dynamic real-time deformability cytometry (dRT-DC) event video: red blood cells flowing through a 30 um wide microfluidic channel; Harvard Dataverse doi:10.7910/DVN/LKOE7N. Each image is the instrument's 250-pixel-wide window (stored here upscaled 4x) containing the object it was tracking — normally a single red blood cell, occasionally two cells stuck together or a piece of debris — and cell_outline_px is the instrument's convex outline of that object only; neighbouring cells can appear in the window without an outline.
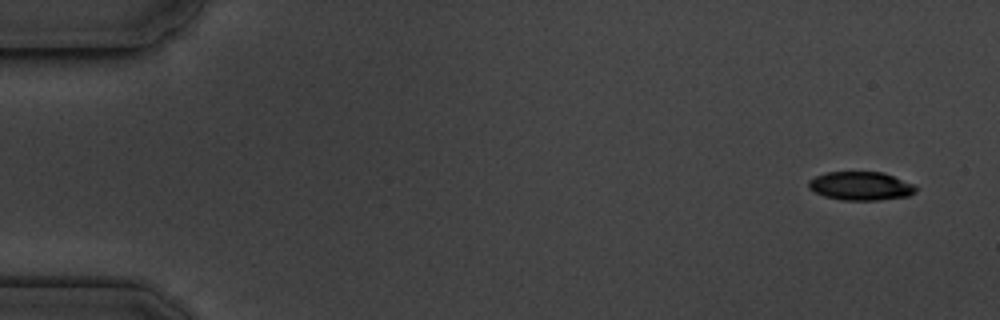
{"species": "common noctule bat (a hibernating species)", "species_latin": "Nyctalus noctula", "temperature_condition": "cold", "stored_images_in_passage": 5, "camera_frame_rate_fps": 3000, "um_per_image_px": 0.085, "animal": {"sex": "male", "body_mass_g": 19.5, "forearm_length_mm": 54.6}, "frame": {"image": 1, "passage_image": 1, "time_ms": 0.0, "image_size_px": [1000, 320], "cell_outline_px": [[916, 192], [908, 196], [876, 200], [840, 200], [824, 196], [808, 188], [808, 180], [816, 176], [828, 172], [884, 172], [916, 184]], "centroid_in_image_um": [73.19, 15.8], "position_along_channel_um": 11.8, "area_um2": 17.98}}
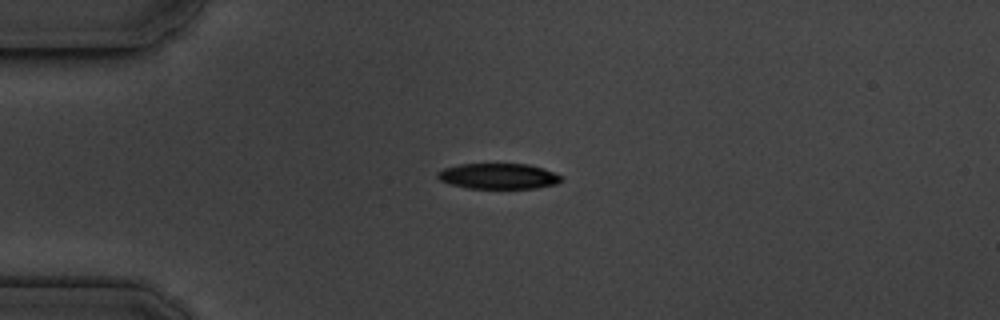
{"frame": {"image": 2, "passage_image": 4, "time_ms": 3.667, "image_size_px": [1000, 320], "cell_outline_px": [[564, 180], [556, 184], [536, 188], [468, 188], [448, 184], [440, 180], [436, 176], [436, 172], [444, 168], [456, 164], [528, 164], [544, 168], [564, 176]], "centroid_in_image_um": [42.37, 14.97], "position_along_channel_um": 42.6, "area_um2": 18.73}}